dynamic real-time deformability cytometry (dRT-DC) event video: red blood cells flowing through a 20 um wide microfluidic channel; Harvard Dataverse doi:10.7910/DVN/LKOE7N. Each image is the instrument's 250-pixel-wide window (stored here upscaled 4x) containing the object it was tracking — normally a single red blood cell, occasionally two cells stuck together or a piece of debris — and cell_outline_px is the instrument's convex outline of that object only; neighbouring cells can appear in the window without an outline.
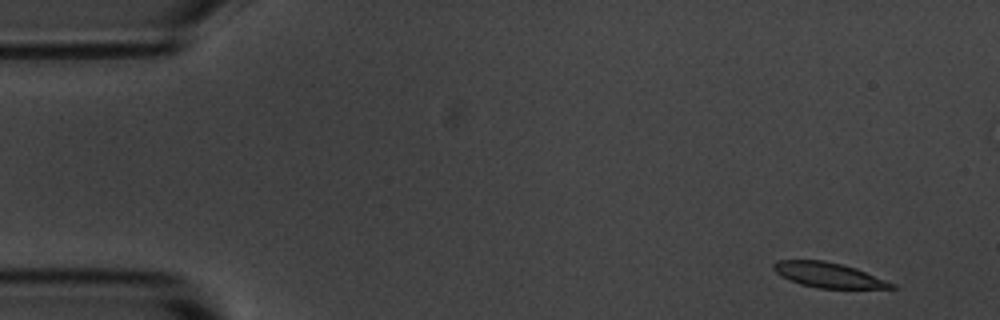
{"species": "common noctule bat (a hibernating species)", "species_latin": "Nyctalus noctula", "temperature_condition": "room temperature", "stored_images_in_passage": 14, "camera_frame_rate_fps": 3000, "um_per_image_px": 0.085, "animal": {"sex": "male", "body_mass_g": 20.1, "forearm_length_mm": 53.5}, "frame": {"image": 1, "passage_image": 1, "time_ms": 0.0, "image_size_px": [1000, 320], "cell_outline_px": [[896, 288], [816, 288], [800, 284], [788, 280], [776, 272], [772, 268], [772, 264], [776, 260], [824, 260], [856, 268], [896, 284]], "centroid_in_image_um": [70.38, 23.37], "position_along_channel_um": 14.6, "area_um2": 17.17}}
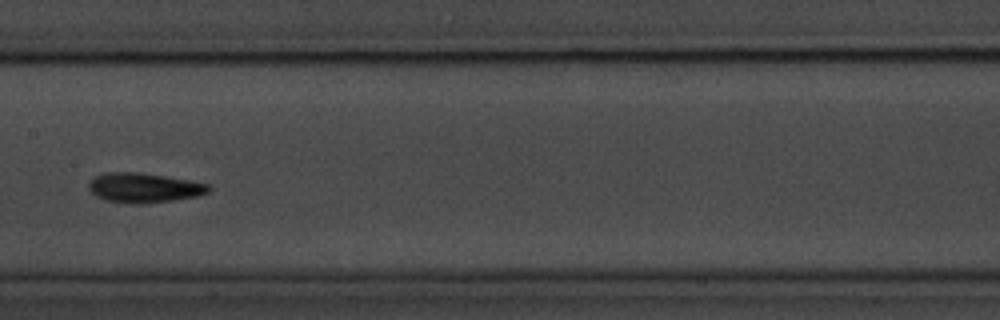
{"frame": {"image": 2, "passage_image": 7, "time_ms": 8.0, "image_size_px": [1000, 320], "cell_outline_px": [[212, 188], [208, 192], [200, 196], [172, 200], [140, 204], [136, 204], [104, 200], [96, 196], [88, 188], [88, 184], [96, 176], [104, 172], [136, 172], [164, 176], [188, 180], [208, 184]], "centroid_in_image_um": [12.24, 15.96], "position_along_channel_um": 195.2, "area_um2": 20.63}}
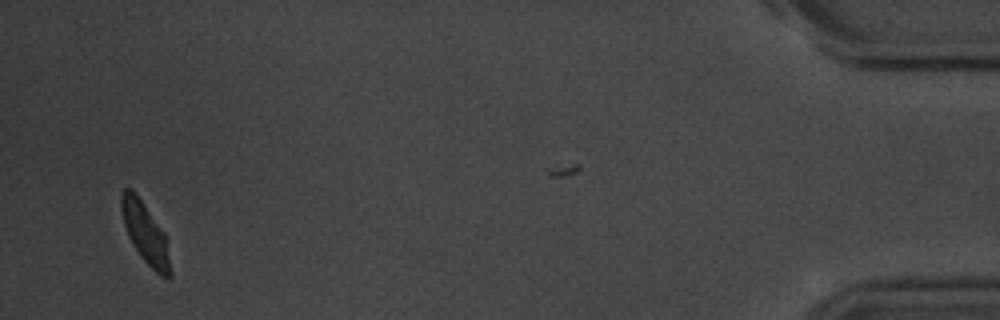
{"frame": {"image": 3, "passage_image": 14, "time_ms": 16.667, "image_size_px": [1000, 320], "cell_outline_px": [[172, 272], [168, 276], [160, 276], [144, 260], [128, 236], [124, 224], [120, 208], [120, 192], [124, 188], [132, 188], [164, 232]], "centroid_in_image_um": [12.32, 19.76], "position_along_channel_um": 422.9, "area_um2": 16.94}, "authors_computed_cell_mechanics": {"area_um2": 18.9295, "velocity_mm_per_s": 3.5839, "shape_relaxation_time_tau1_ms": 1.5495, "shape_relaxation_time_tau2_ms": 1.4999, "deformation_change_tau1": 0.0914, "deformation_change_tau2": 0.0566}}